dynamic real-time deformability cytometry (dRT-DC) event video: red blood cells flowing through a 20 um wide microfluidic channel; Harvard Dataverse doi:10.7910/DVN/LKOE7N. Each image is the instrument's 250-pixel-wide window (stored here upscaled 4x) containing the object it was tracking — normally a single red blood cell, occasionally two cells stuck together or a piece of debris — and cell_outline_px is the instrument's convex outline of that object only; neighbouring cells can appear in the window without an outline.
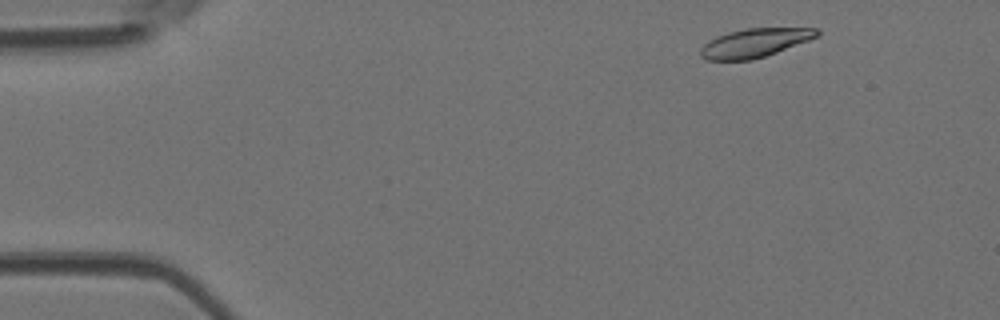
{"species": "Egyptian fruit bat (a non-hibernating species)", "species_latin": "Rousettus aegyptiacus", "temperature_condition": "room temperature", "stored_images_in_passage": 3, "camera_frame_rate_fps": 3000, "um_per_image_px": 0.085, "animal": {"sex": "female"}, "frame": {"image": 1, "passage_image": 1, "time_ms": 0.0, "image_size_px": [1000, 320], "cell_outline_px": [[820, 36], [776, 52], [752, 60], [704, 60], [700, 56], [700, 48], [704, 44], [716, 36], [728, 32], [744, 28], [820, 28]], "centroid_in_image_um": [64.14, 3.64], "position_along_channel_um": 20.9, "area_um2": 19.59}}